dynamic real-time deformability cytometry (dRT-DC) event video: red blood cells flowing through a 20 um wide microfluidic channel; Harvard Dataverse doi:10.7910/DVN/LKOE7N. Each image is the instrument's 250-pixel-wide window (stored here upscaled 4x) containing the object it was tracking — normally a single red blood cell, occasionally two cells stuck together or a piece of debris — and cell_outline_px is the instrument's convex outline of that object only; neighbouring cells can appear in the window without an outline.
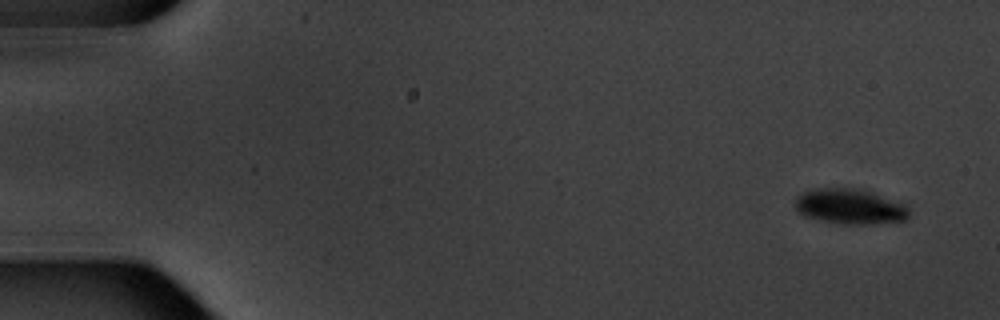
{"species": "common noctule bat (a hibernating species)", "species_latin": "Nyctalus noctula", "temperature_condition": "warm", "stored_images_in_passage": 15, "camera_frame_rate_fps": 3000, "um_per_image_px": 0.085, "animal": {"sex": "male", "body_mass_g": 20.1, "forearm_length_mm": 53.5}, "frame": {"image": 1, "passage_image": 1, "time_ms": 0.0, "image_size_px": [1000, 320], "cell_outline_px": [[908, 216], [904, 220], [872, 224], [840, 224], [820, 220], [804, 216], [796, 208], [796, 196], [804, 192], [820, 188], [860, 188], [904, 204], [908, 208]], "centroid_in_image_um": [72.23, 17.56], "position_along_channel_um": 12.8, "area_um2": 23.18}}
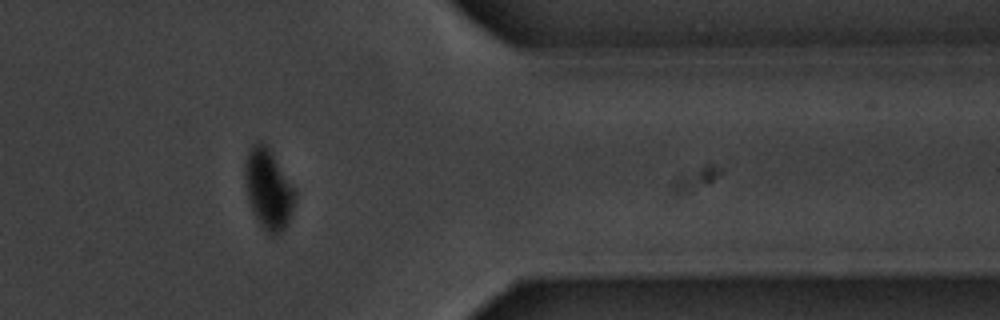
{"frame": {"image": 2, "passage_image": 13, "time_ms": 15.0, "image_size_px": [1000, 320], "cell_outline_px": [[296, 200], [288, 220], [284, 228], [276, 236], [268, 236], [252, 212], [248, 200], [244, 180], [244, 160], [248, 148], [252, 144], [260, 140], [268, 144], [292, 184], [296, 192]], "centroid_in_image_um": [22.78, 16.03], "position_along_channel_um": 388.6, "area_um2": 24.04}}
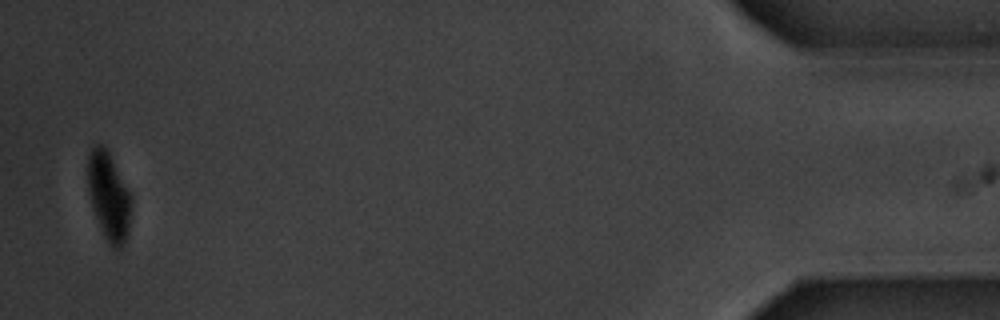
{"frame": {"image": 3, "passage_image": 15, "time_ms": 18.0, "image_size_px": [1000, 320], "cell_outline_px": [[132, 208], [128, 232], [124, 244], [116, 252], [108, 244], [104, 236], [92, 208], [88, 188], [88, 156], [92, 148], [96, 144], [104, 144], [132, 196]], "centroid_in_image_um": [9.26, 16.73], "position_along_channel_um": 425.9, "area_um2": 22.48}, "authors_computed_cell_mechanics": {"area_um2": 24.7962, "velocity_mm_per_s": 3.4888, "shape_relaxation_time_tau1_ms": 1.6547, "shape_relaxation_time_tau2_ms": null, "deformation_change_tau1": 0.0882, "deformation_change_tau2": null}}